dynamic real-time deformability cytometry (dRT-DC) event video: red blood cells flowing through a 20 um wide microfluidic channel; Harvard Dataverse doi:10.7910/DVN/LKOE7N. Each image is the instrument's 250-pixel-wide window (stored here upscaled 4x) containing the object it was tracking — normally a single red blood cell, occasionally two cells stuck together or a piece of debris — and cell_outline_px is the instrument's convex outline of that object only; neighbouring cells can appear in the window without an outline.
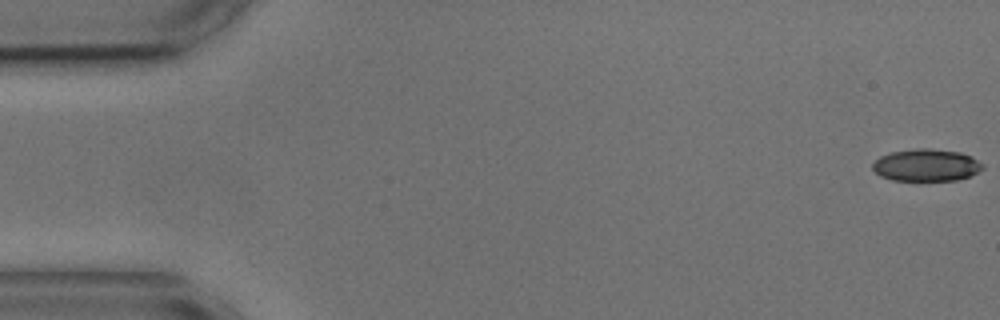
{"species": "common noctule bat (a hibernating species)", "species_latin": "Nyctalus noctula", "temperature_condition": "cold", "stored_images_in_passage": 5, "camera_frame_rate_fps": 3000, "um_per_image_px": 0.085, "animal": {"sex": "male", "body_mass_g": 17.9, "forearm_length_mm": 54.2}, "frame": {"image": 1, "passage_image": 1, "time_ms": 0.0, "image_size_px": [1000, 320], "cell_outline_px": [[984, 168], [968, 176], [956, 180], [892, 180], [880, 176], [872, 168], [872, 164], [880, 156], [892, 152], [916, 148], [928, 148], [960, 152], [984, 164]], "centroid_in_image_um": [78.71, 14.03], "position_along_channel_um": 6.3, "area_um2": 20.4}}
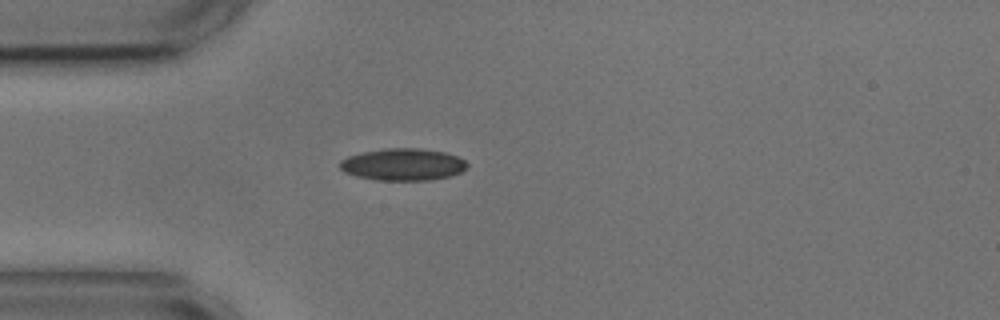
{"frame": {"image": 2, "passage_image": 4, "time_ms": 4.667, "image_size_px": [1000, 320], "cell_outline_px": [[468, 164], [460, 172], [452, 176], [428, 180], [376, 180], [356, 176], [344, 172], [340, 168], [340, 160], [348, 156], [364, 152], [384, 148], [420, 148], [444, 152], [456, 156], [464, 160]], "centroid_in_image_um": [34.23, 13.98], "position_along_channel_um": 50.8, "area_um2": 23.7}}